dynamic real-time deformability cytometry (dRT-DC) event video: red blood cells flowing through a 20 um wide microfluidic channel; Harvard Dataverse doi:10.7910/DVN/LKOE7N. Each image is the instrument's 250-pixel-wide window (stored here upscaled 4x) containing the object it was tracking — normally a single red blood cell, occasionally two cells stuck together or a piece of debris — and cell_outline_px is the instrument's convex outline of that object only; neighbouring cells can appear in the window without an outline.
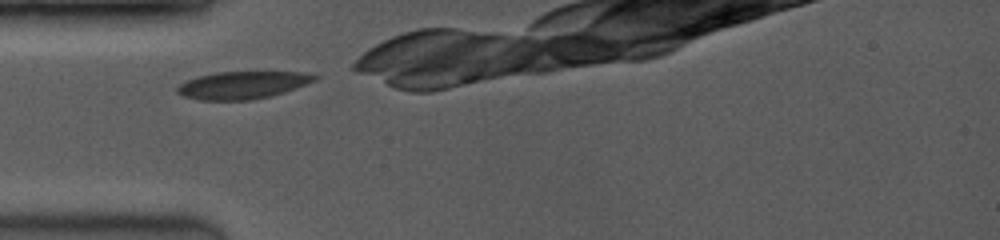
{"species": "common noctule bat (a hibernating species)", "species_latin": "Nyctalus noctula", "temperature_condition": "room temperature", "stored_images_in_passage": 7, "camera_frame_rate_fps": 3500, "um_per_image_px": 0.085, "animal": {"sex": "female", "body_mass_g": 19.0, "forearm_length_mm": 53.3}, "frame": {"image": 1, "passage_image": 1, "time_ms": 0.0, "image_size_px": [1000, 240], "cell_outline_px": [[320, 76], [316, 80], [296, 88], [284, 92], [252, 100], [200, 100], [184, 96], [176, 92], [176, 88], [180, 84], [196, 76], [216, 72], [304, 72]], "centroid_in_image_um": [20.61, 7.22], "position_along_channel_um": 64.4, "area_um2": 21.96}}